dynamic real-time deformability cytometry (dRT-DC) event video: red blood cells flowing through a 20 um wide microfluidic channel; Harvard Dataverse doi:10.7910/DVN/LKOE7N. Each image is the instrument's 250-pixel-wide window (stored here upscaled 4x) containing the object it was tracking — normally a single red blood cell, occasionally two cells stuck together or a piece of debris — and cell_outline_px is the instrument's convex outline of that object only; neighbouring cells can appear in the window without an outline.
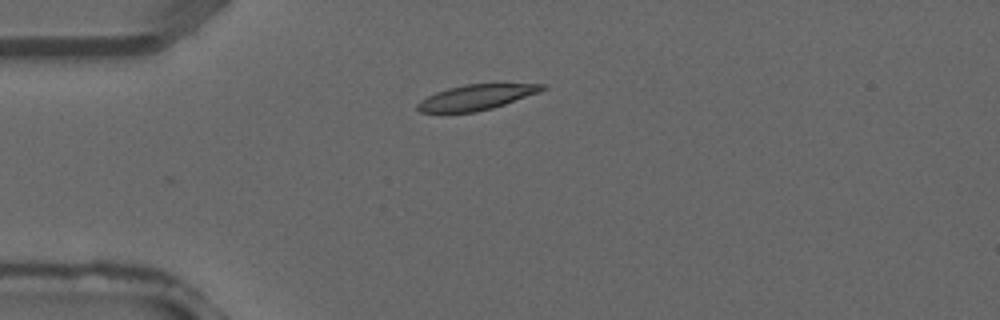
{"species": "common noctule bat (a hibernating species)", "species_latin": "Nyctalus noctula", "temperature_condition": "warm", "stored_images_in_passage": 2, "camera_frame_rate_fps": 3000, "um_per_image_px": 0.085, "animal": {"sex": "male", "forearm_length_mm": 52.5}, "frame": {"image": 1, "passage_image": 2, "time_ms": 0.333, "image_size_px": [1000, 320], "cell_outline_px": [[548, 88], [540, 92], [492, 108], [476, 112], [420, 112], [416, 108], [416, 104], [420, 100], [436, 92], [448, 88], [464, 84], [548, 84]], "centroid_in_image_um": [40.49, 8.26], "position_along_channel_um": 44.5, "area_um2": 18.32}}